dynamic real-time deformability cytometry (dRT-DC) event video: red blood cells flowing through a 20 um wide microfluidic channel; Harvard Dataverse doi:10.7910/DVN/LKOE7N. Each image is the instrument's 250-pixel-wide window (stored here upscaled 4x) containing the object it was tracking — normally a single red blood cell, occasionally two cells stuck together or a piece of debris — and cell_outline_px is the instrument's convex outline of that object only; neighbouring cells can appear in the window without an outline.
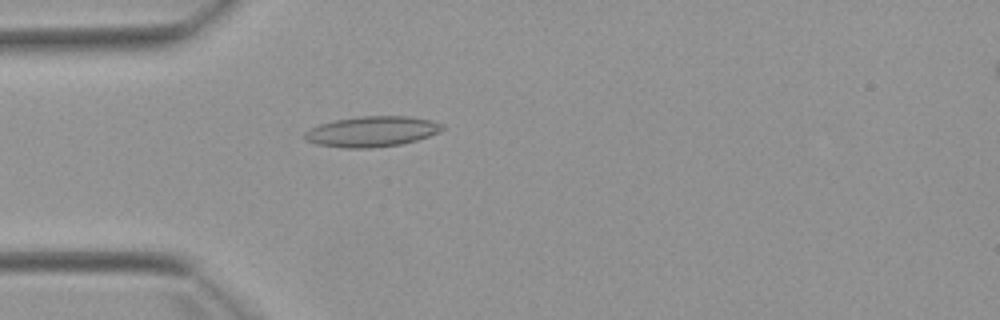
{"species": "Egyptian fruit bat (a non-hibernating species)", "species_latin": "Rousettus aegyptiacus", "temperature_condition": "warm", "stored_images_in_passage": 4, "camera_frame_rate_fps": 3000, "um_per_image_px": 0.085, "animal": {"sex": "female"}, "frame": {"image": 1, "passage_image": 4, "time_ms": 4.667, "image_size_px": [1000, 320], "cell_outline_px": [[444, 128], [440, 132], [416, 140], [400, 144], [372, 148], [344, 148], [316, 144], [304, 140], [304, 132], [320, 124], [336, 120], [360, 116], [408, 116], [432, 120], [444, 124]], "centroid_in_image_um": [31.62, 11.18], "position_along_channel_um": 53.4, "area_um2": 24.45}}